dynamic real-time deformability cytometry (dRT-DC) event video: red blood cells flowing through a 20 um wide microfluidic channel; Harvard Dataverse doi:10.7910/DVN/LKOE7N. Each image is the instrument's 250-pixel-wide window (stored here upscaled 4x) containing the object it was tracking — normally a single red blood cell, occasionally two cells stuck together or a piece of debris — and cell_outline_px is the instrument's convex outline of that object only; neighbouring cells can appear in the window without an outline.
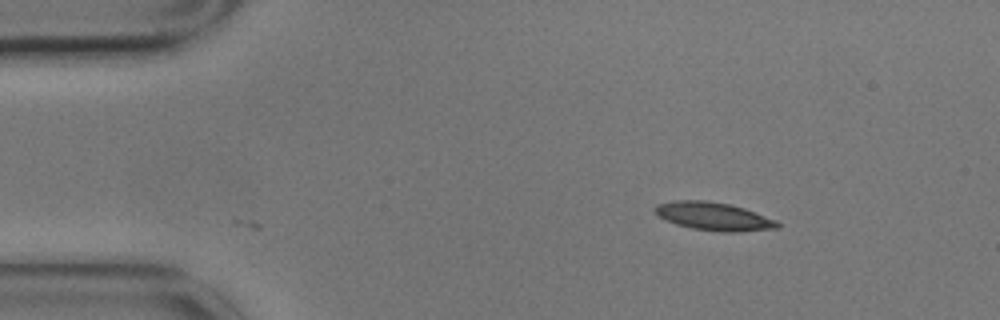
{"species": "common noctule bat (a hibernating species)", "species_latin": "Nyctalus noctula", "temperature_condition": "cold", "stored_images_in_passage": 2, "camera_frame_rate_fps": 3000, "um_per_image_px": 0.085, "animal": {"sex": "male", "body_mass_g": 17.9}, "frame": {"image": 1, "passage_image": 2, "time_ms": 0.333, "image_size_px": [1000, 320], "cell_outline_px": [[780, 228], [740, 232], [720, 232], [692, 228], [676, 224], [664, 220], [652, 208], [656, 204], [676, 200], [704, 200], [732, 204], [744, 208], [776, 220], [780, 224]], "centroid_in_image_um": [60.67, 18.39], "position_along_channel_um": 24.3, "area_um2": 20.23}}